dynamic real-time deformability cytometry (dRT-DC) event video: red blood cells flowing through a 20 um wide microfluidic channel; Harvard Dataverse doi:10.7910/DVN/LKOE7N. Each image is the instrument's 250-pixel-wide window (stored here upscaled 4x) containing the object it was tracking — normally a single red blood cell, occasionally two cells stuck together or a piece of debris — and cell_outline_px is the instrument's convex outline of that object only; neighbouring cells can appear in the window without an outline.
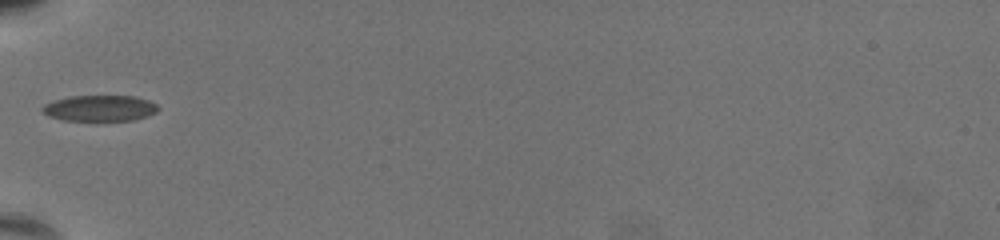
{"species": "common noctule bat (a hibernating species)", "species_latin": "Nyctalus noctula", "temperature_condition": "warm", "stored_images_in_passage": 32, "camera_frame_rate_fps": 3000, "um_per_image_px": 0.085, "animal": {"sex": "female", "body_mass_g": 19.5, "forearm_length_mm": 54.1}, "frame": {"image": 1, "passage_image": 1, "time_ms": 0.0, "image_size_px": [1000, 240], "cell_outline_px": [[160, 108], [156, 112], [148, 116], [132, 120], [64, 120], [48, 116], [40, 112], [40, 108], [44, 104], [56, 100], [72, 96], [136, 96], [148, 100], [156, 104]], "centroid_in_image_um": [8.48, 9.19], "position_along_channel_um": 76.5, "area_um2": 17.51}}
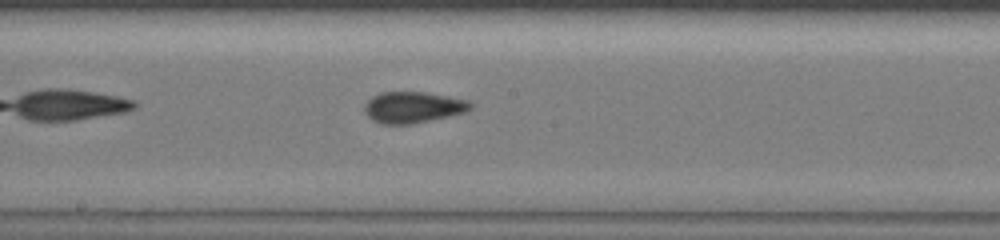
{"frame": {"image": 2, "passage_image": 12, "time_ms": 3.667, "image_size_px": [1000, 240], "cell_outline_px": [[472, 108], [464, 112], [432, 120], [412, 124], [380, 124], [372, 120], [364, 112], [364, 104], [372, 96], [380, 92], [424, 92], [448, 96], [468, 100], [472, 104]], "centroid_in_image_um": [35.07, 9.12], "position_along_channel_um": 213.1, "area_um2": 19.36}}
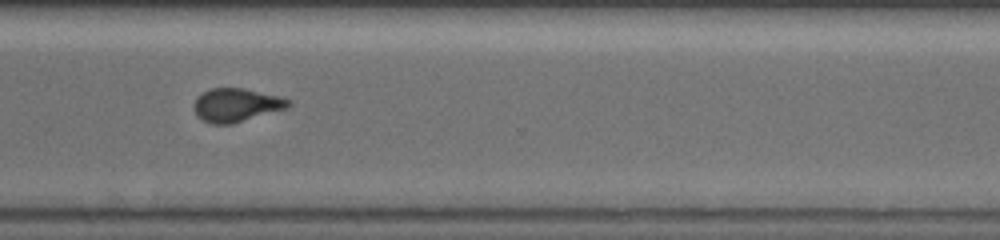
{"frame": {"image": 3, "passage_image": 23, "time_ms": 7.333, "image_size_px": [1000, 240], "cell_outline_px": [[292, 104], [288, 108], [232, 124], [212, 124], [196, 116], [192, 104], [196, 96], [212, 88], [244, 88], [280, 96], [292, 100]], "centroid_in_image_um": [20.09, 8.92], "position_along_channel_um": 350.5, "area_um2": 18.67}, "authors_computed_cell_mechanics": {"area_um2": 18.6694, "velocity_mm_per_s": 3.7517, "shape_relaxation_time_tau1_ms": 9.1053, "shape_relaxation_time_tau2_ms": 1.5206, "deformation_change_tau1": 0.1742, "deformation_change_tau2": 0.0772}}